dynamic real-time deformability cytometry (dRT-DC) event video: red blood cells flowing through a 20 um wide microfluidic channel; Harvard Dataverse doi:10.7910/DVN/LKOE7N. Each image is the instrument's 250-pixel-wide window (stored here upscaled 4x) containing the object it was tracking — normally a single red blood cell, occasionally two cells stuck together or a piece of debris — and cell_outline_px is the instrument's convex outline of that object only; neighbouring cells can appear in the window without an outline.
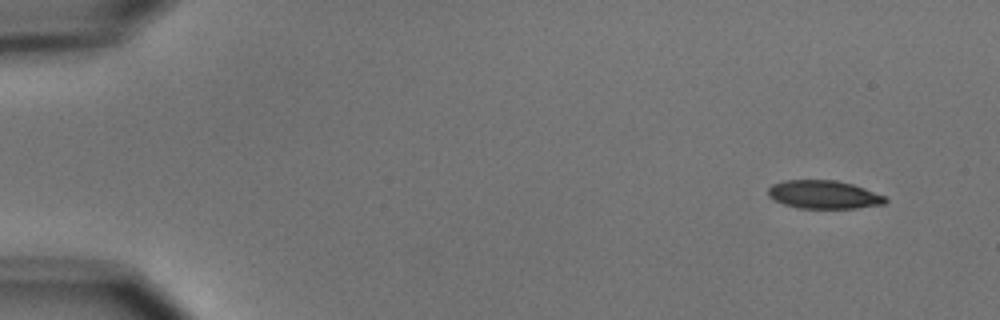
{"species": "common noctule bat (a hibernating species)", "species_latin": "Nyctalus noctula", "temperature_condition": "cold", "stored_images_in_passage": 4, "camera_frame_rate_fps": 3000, "um_per_image_px": 0.085, "animal": {"sex": "male", "body_mass_g": 15.6}, "frame": {"image": 1, "passage_image": 1, "time_ms": 0.0, "image_size_px": [1000, 320], "cell_outline_px": [[888, 200], [884, 204], [856, 208], [796, 208], [784, 204], [768, 196], [768, 188], [772, 184], [784, 180], [836, 180], [852, 184], [864, 188], [884, 196]], "centroid_in_image_um": [70.0, 16.54], "position_along_channel_um": 15.0, "area_um2": 19.25}}